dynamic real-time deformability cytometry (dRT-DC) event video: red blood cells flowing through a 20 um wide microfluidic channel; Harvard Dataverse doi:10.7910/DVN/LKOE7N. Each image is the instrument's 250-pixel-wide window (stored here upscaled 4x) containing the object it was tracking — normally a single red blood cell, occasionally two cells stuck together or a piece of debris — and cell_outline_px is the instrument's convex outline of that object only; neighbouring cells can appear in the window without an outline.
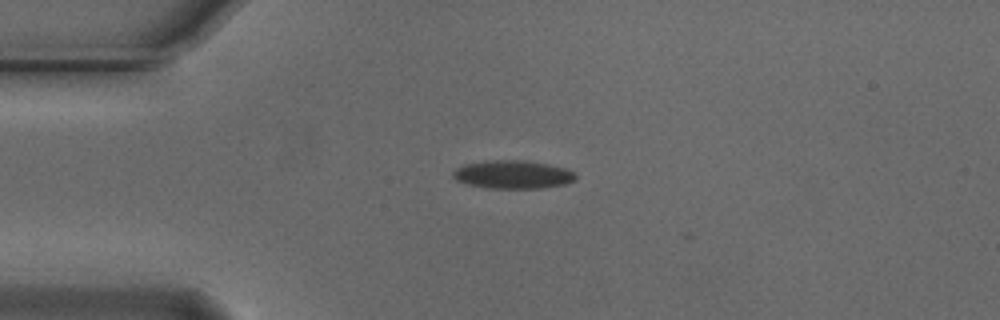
{"species": "Egyptian fruit bat (a non-hibernating species)", "species_latin": "Rousettus aegyptiacus", "temperature_condition": "cold", "stored_images_in_passage": 4, "camera_frame_rate_fps": 3000, "um_per_image_px": 0.085, "animal": {"sex": "male"}, "frame": {"image": 1, "passage_image": 1, "time_ms": 0.0, "image_size_px": [1000, 320], "cell_outline_px": [[576, 180], [564, 184], [540, 188], [488, 188], [468, 184], [456, 180], [452, 176], [452, 172], [456, 168], [464, 164], [484, 160], [524, 160], [548, 164], [564, 168], [572, 172], [576, 176]], "centroid_in_image_um": [43.55, 14.82], "position_along_channel_um": 41.5, "area_um2": 20.17}}